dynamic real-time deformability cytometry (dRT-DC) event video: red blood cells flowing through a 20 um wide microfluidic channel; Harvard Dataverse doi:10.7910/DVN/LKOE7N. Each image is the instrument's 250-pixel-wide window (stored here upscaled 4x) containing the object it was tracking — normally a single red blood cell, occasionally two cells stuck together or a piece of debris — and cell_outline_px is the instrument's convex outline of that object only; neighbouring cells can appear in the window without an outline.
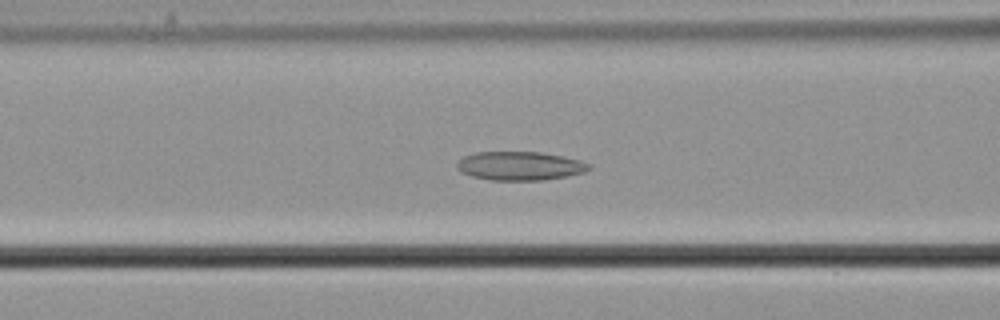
{"species": "common noctule bat (a hibernating species)", "species_latin": "Nyctalus noctula", "temperature_condition": "cold", "stored_images_in_passage": 41, "camera_frame_rate_fps": 3000, "um_per_image_px": 0.085, "animal": {"sex": "male", "body_mass_g": 21.5, "forearm_length_mm": 52.0}, "frame": {"image": 1, "passage_image": 8, "time_ms": 2.333, "image_size_px": [1000, 320], "cell_outline_px": [[592, 168], [584, 172], [544, 180], [492, 180], [472, 176], [460, 172], [456, 168], [456, 164], [464, 156], [476, 152], [540, 152], [580, 160], [592, 164]], "centroid_in_image_um": [44.18, 14.1], "position_along_channel_um": 122.4, "area_um2": 22.02}}
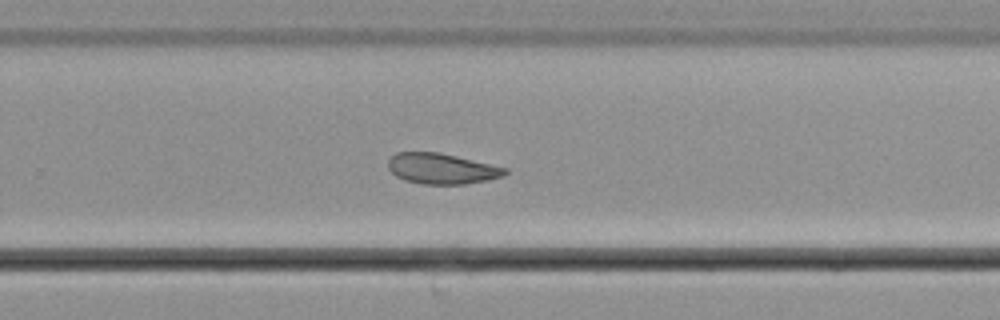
{"frame": {"image": 2, "passage_image": 22, "time_ms": 7.0, "image_size_px": [1000, 320], "cell_outline_px": [[508, 172], [504, 176], [488, 180], [464, 184], [420, 184], [404, 180], [396, 176], [388, 168], [388, 160], [396, 152], [436, 152], [456, 156], [508, 168]], "centroid_in_image_um": [37.55, 14.34], "position_along_channel_um": 292.3, "area_um2": 20.87}}
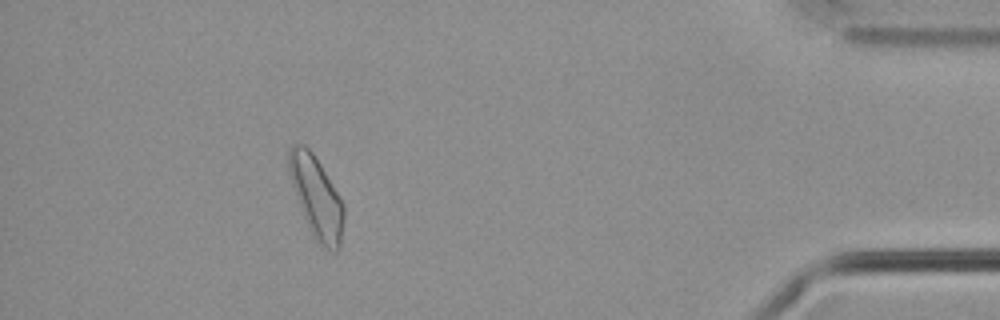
{"frame": {"image": 3, "passage_image": 36, "time_ms": 11.667, "image_size_px": [1000, 320], "cell_outline_px": [[344, 220], [340, 248], [336, 252], [332, 252], [324, 248], [312, 236], [296, 196], [288, 172], [288, 148], [292, 144], [304, 144], [312, 152], [320, 164], [340, 196], [344, 204]], "centroid_in_image_um": [26.91, 16.77], "position_along_channel_um": 408.3, "area_um2": 26.13}, "authors_computed_cell_mechanics": {"area_um2": 22.0218, "velocity_mm_per_s": 3.6416, "shape_relaxation_time_tau1_ms": null, "shape_relaxation_time_tau2_ms": 3.9311, "deformation_change_tau1": null, "deformation_change_tau2": 0.0856}}